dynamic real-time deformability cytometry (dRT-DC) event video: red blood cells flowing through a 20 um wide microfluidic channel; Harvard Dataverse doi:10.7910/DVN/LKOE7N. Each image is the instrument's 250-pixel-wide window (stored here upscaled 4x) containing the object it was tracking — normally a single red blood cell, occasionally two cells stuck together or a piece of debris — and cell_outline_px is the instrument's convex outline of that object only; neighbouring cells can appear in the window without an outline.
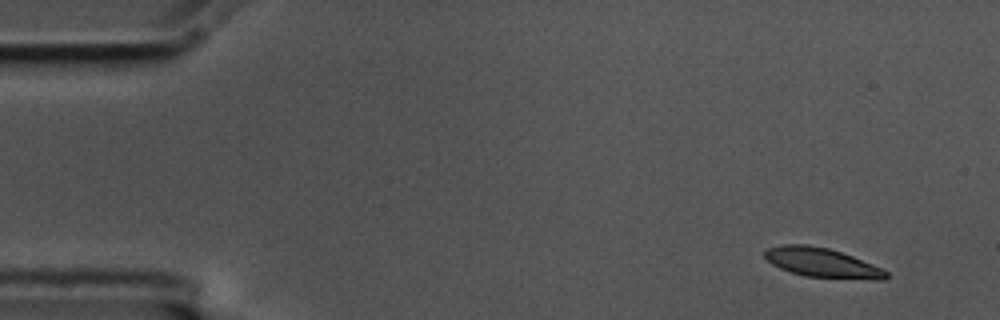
{"species": "common noctule bat (a hibernating species)", "species_latin": "Nyctalus noctula", "temperature_condition": "cold", "stored_images_in_passage": 9, "camera_frame_rate_fps": 3000, "um_per_image_px": 0.085, "animal": {"sex": "male", "body_mass_g": 17.5, "forearm_length_mm": 52.3}, "frame": {"image": 1, "passage_image": 1, "time_ms": 0.0, "image_size_px": [1000, 320], "cell_outline_px": [[888, 276], [884, 280], [876, 280], [804, 276], [780, 268], [772, 264], [764, 256], [764, 252], [768, 248], [780, 244], [808, 244], [828, 248], [852, 256], [872, 264], [888, 272]], "centroid_in_image_um": [69.86, 22.32], "position_along_channel_um": 15.1, "area_um2": 20.69}}